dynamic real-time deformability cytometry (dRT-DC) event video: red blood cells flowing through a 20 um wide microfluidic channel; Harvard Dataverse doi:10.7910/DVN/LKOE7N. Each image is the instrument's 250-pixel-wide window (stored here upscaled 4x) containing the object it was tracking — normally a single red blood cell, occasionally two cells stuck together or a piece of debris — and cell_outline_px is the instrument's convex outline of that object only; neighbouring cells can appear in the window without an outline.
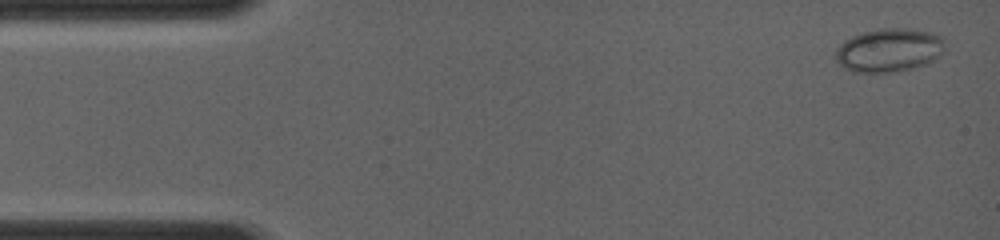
{"species": "common noctule bat (a hibernating species)", "species_latin": "Nyctalus noctula", "temperature_condition": "room temperature", "stored_images_in_passage": 64, "camera_frame_rate_fps": 4000, "um_per_image_px": 0.085, "animal": {"sex": "female", "body_mass_g": 19.0, "forearm_length_mm": 56.7}, "frame": {"image": 1, "passage_image": 2, "time_ms": 0.25, "image_size_px": [1000, 240], "cell_outline_px": [[944, 52], [940, 56], [924, 64], [912, 68], [896, 72], [852, 72], [844, 68], [836, 60], [836, 48], [844, 40], [852, 36], [864, 32], [884, 28], [908, 28], [932, 32], [944, 36]], "centroid_in_image_um": [75.59, 4.25], "position_along_channel_um": 9.4, "area_um2": 27.92}}
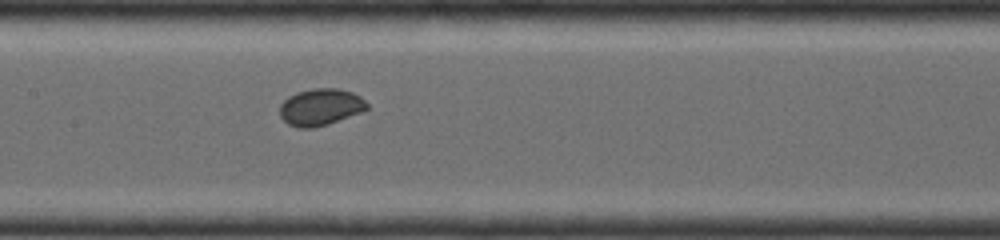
{"frame": {"image": 2, "passage_image": 30, "time_ms": 6.5, "image_size_px": [1000, 240], "cell_outline_px": [[368, 108], [360, 112], [328, 124], [312, 128], [300, 128], [288, 124], [280, 116], [280, 104], [288, 96], [296, 92], [312, 88], [336, 88], [352, 92], [360, 96], [368, 104]], "centroid_in_image_um": [27.22, 9.09], "position_along_channel_um": 180.2, "area_um2": 18.67}}
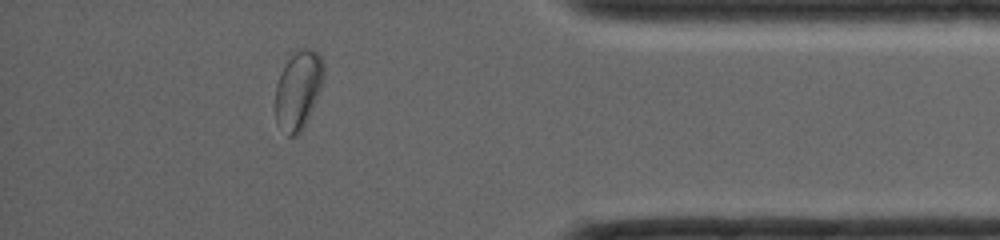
{"frame": {"image": 3, "passage_image": 55, "time_ms": 12.0, "image_size_px": [1000, 240], "cell_outline_px": [[324, 76], [320, 88], [304, 128], [296, 136], [288, 136], [276, 124], [276, 84], [284, 64], [300, 48], [312, 48], [320, 56], [324, 64]], "centroid_in_image_um": [25.34, 7.66], "position_along_channel_um": 409.9, "area_um2": 21.96}}